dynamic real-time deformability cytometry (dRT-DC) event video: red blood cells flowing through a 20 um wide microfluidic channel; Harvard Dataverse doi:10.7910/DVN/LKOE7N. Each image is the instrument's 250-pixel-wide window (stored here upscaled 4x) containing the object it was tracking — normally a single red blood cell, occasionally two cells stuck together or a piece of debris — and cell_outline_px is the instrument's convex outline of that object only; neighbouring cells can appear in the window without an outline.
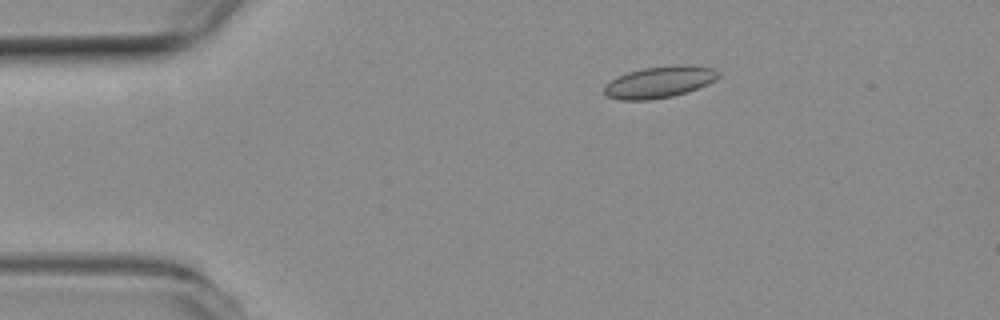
{"species": "common noctule bat (a hibernating species)", "species_latin": "Nyctalus noctula", "temperature_condition": "room temperature", "stored_images_in_passage": 11, "camera_frame_rate_fps": 3000, "um_per_image_px": 0.085, "animal": {"sex": "female", "body_mass_g": 19.3, "forearm_length_mm": 54.1}, "frame": {"image": 1, "passage_image": 1, "time_ms": 0.0, "image_size_px": [1000, 320], "cell_outline_px": [[720, 76], [716, 80], [708, 84], [688, 92], [672, 96], [648, 100], [620, 100], [608, 96], [604, 92], [604, 84], [628, 72], [644, 68], [676, 64], [688, 64], [712, 68], [720, 72]], "centroid_in_image_um": [56.1, 6.97], "position_along_channel_um": 28.9, "area_um2": 21.1}}
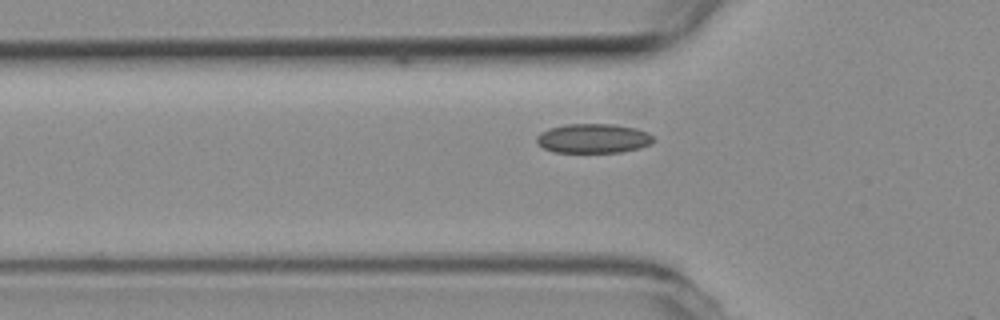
{"frame": {"image": 2, "passage_image": 9, "time_ms": 2.667, "image_size_px": [1000, 320], "cell_outline_px": [[656, 140], [648, 144], [636, 148], [620, 152], [552, 152], [544, 148], [536, 140], [536, 136], [540, 132], [548, 128], [564, 124], [612, 124], [636, 128], [648, 132]], "centroid_in_image_um": [50.39, 11.75], "position_along_channel_um": 75.4, "area_um2": 19.94}}